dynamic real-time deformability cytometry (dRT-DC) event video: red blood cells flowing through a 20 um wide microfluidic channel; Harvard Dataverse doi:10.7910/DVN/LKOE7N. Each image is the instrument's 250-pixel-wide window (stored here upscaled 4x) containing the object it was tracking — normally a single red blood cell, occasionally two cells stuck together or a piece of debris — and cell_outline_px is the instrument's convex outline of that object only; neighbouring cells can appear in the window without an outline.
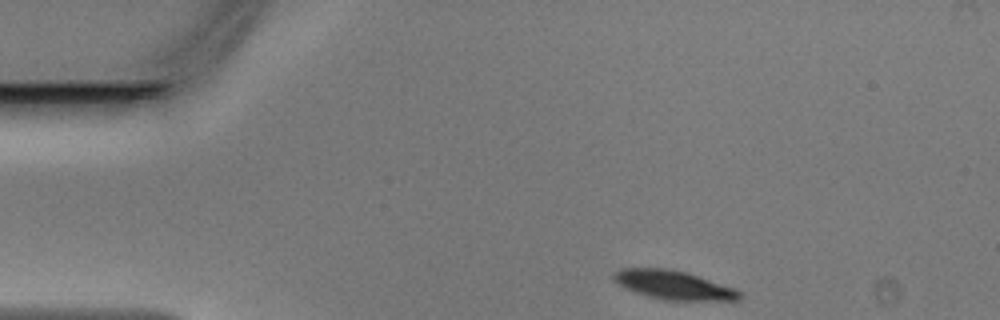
{"species": "Egyptian fruit bat (a non-hibernating species)", "species_latin": "Rousettus aegyptiacus", "temperature_condition": "warm", "stored_images_in_passage": 33, "camera_frame_rate_fps": 3000, "um_per_image_px": 0.085, "animal": {"sex": "male"}, "frame": {"image": 1, "passage_image": 1, "time_ms": 0.0, "image_size_px": [1000, 320], "cell_outline_px": [[744, 296], [740, 300], [664, 300], [648, 296], [624, 288], [612, 276], [612, 272], [620, 268], [668, 268], [688, 272], [736, 288], [744, 292]], "centroid_in_image_um": [57.32, 24.22], "position_along_channel_um": 27.7, "area_um2": 21.44}}
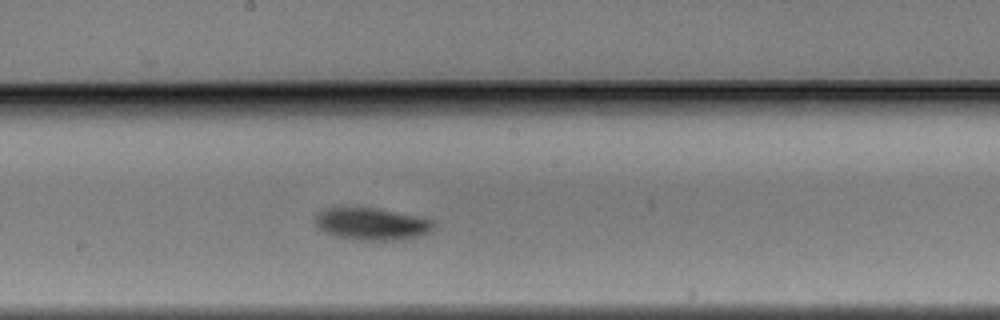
{"frame": {"image": 2, "passage_image": 19, "time_ms": 6.0, "image_size_px": [1000, 320], "cell_outline_px": [[436, 228], [420, 236], [392, 240], [352, 240], [332, 236], [316, 228], [316, 212], [324, 208], [380, 208], [416, 216], [432, 220], [436, 224]], "centroid_in_image_um": [31.56, 19.04], "position_along_channel_um": 216.6, "area_um2": 22.48}}
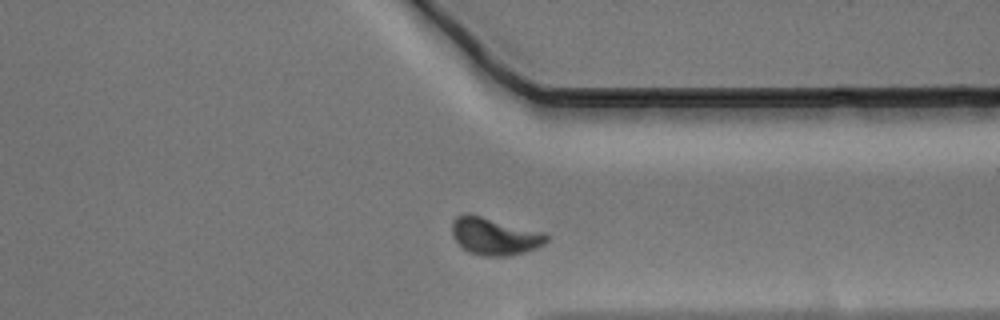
{"frame": {"image": 3, "passage_image": 30, "time_ms": 9.667, "image_size_px": [1000, 320], "cell_outline_px": [[548, 240], [544, 244], [536, 248], [524, 252], [508, 256], [480, 256], [468, 252], [452, 236], [452, 220], [456, 216], [464, 212], [468, 212], [544, 232], [548, 236]], "centroid_in_image_um": [42.02, 20.06], "position_along_channel_um": 369.4, "area_um2": 20.81}}